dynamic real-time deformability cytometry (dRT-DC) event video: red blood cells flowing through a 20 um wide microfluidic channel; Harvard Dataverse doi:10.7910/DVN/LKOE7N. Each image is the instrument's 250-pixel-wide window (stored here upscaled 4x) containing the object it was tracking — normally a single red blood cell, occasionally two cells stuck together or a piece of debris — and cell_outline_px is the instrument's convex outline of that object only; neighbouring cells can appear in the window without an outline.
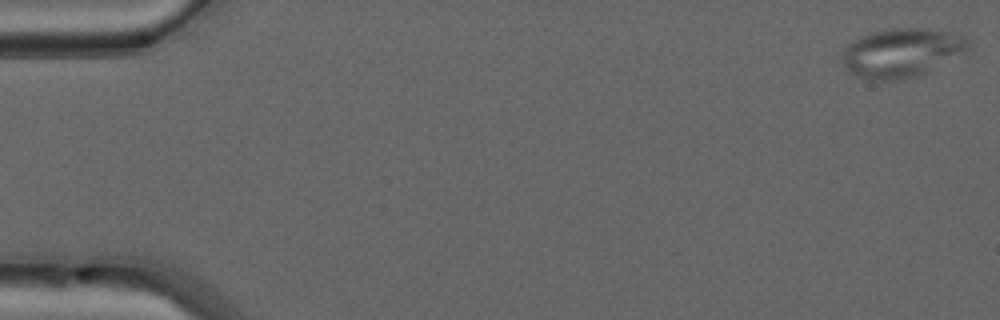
{"species": "common noctule bat (a hibernating species)", "species_latin": "Nyctalus noctula", "temperature_condition": "warm", "stored_images_in_passage": 50, "camera_frame_rate_fps": 3000, "um_per_image_px": 0.085, "animal": {"sex": "male", "forearm_length_mm": 52.5}, "frame": {"image": 1, "passage_image": 1, "time_ms": 0.0, "image_size_px": [1000, 320], "cell_outline_px": [[968, 52], [916, 76], [904, 80], [868, 80], [856, 76], [848, 72], [844, 68], [844, 48], [848, 44], [860, 36], [872, 32], [892, 28], [924, 28], [960, 32], [968, 40]], "centroid_in_image_um": [76.67, 4.47], "position_along_channel_um": 8.3, "area_um2": 36.24}}
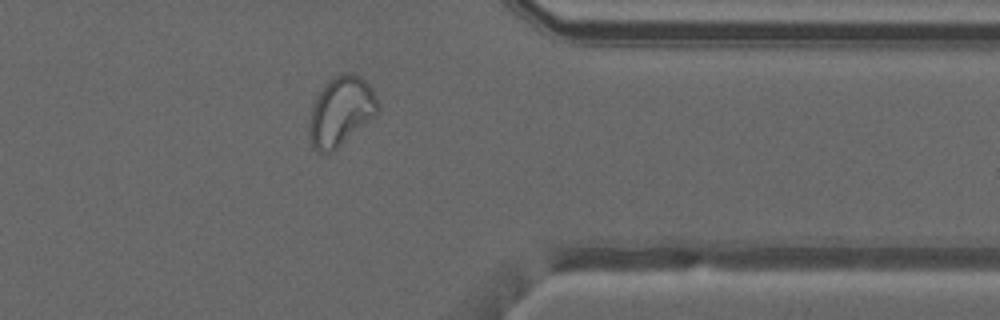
{"frame": {"image": 2, "passage_image": 40, "time_ms": 13.0, "image_size_px": [1000, 320], "cell_outline_px": [[380, 108], [376, 116], [336, 148], [328, 152], [316, 152], [312, 148], [308, 136], [308, 132], [312, 104], [316, 92], [328, 80], [344, 72], [352, 72], [360, 76], [372, 88], [380, 104]], "centroid_in_image_um": [28.96, 9.43], "position_along_channel_um": 382.4, "area_um2": 28.09}}
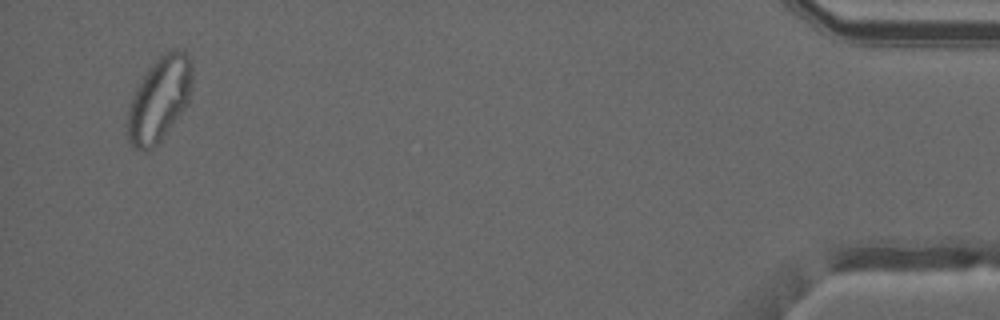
{"frame": {"image": 3, "passage_image": 48, "time_ms": 15.667, "image_size_px": [1000, 320], "cell_outline_px": [[192, 80], [188, 100], [184, 108], [164, 136], [152, 148], [136, 148], [128, 140], [128, 108], [132, 96], [136, 88], [148, 68], [164, 52], [172, 48], [176, 48], [188, 52], [192, 60]], "centroid_in_image_um": [13.57, 8.35], "position_along_channel_um": 421.6, "area_um2": 31.44}}